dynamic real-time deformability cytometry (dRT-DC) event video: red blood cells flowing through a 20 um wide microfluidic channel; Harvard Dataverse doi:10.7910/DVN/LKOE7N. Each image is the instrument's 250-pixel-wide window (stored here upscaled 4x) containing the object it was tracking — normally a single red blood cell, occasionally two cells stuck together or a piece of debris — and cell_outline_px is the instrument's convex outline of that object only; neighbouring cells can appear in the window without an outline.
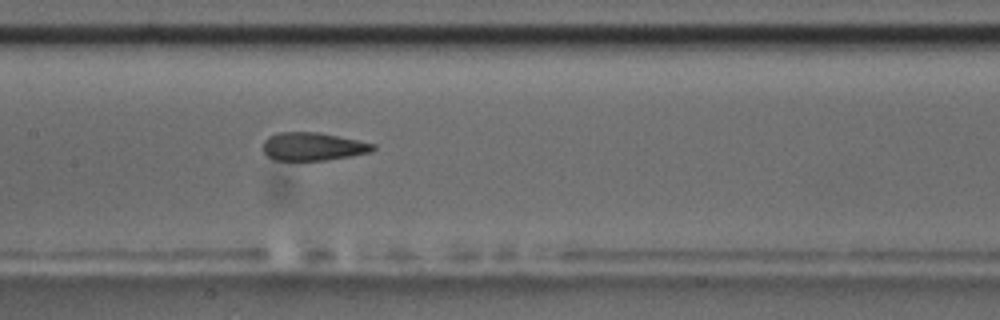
{"species": "common noctule bat (a hibernating species)", "species_latin": "Nyctalus noctula", "temperature_condition": "room temperature", "stored_images_in_passage": 10, "camera_frame_rate_fps": 3000, "um_per_image_px": 0.085, "animal": {"sex": "male", "body_mass_g": 17.5, "forearm_length_mm": 52.3}, "frame": {"image": 1, "passage_image": 10, "time_ms": 10.333, "image_size_px": [1000, 320], "cell_outline_px": [[376, 148], [372, 152], [352, 156], [324, 160], [272, 160], [264, 152], [264, 140], [268, 136], [280, 132], [316, 132], [376, 144]], "centroid_in_image_um": [26.6, 12.46], "position_along_channel_um": 180.8, "area_um2": 17.92}}